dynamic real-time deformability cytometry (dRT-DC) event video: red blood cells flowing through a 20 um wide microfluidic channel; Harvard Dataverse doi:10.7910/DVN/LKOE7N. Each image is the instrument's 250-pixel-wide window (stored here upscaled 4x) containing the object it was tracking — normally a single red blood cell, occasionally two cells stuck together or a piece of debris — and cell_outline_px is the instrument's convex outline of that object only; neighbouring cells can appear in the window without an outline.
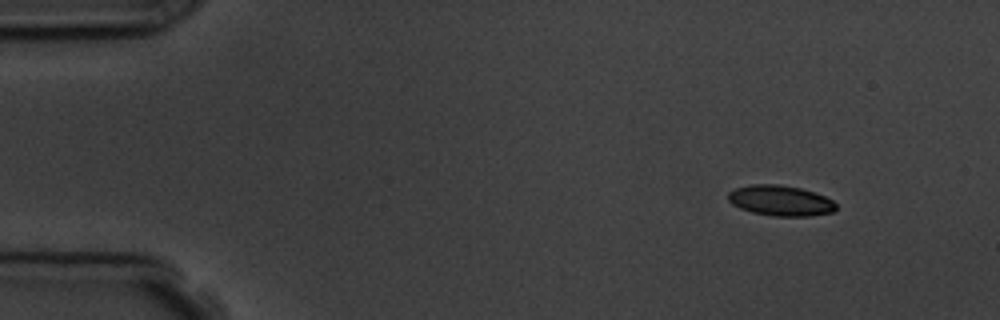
{"species": "common noctule bat (a hibernating species)", "species_latin": "Nyctalus noctula", "temperature_condition": "room temperature", "stored_images_in_passage": 3, "camera_frame_rate_fps": 3000, "um_per_image_px": 0.085, "animal": {"sex": "male", "body_mass_g": 19.5, "forearm_length_mm": 54.6}, "frame": {"image": 1, "passage_image": 1, "time_ms": 0.0, "image_size_px": [1000, 320], "cell_outline_px": [[836, 208], [832, 212], [808, 216], [772, 216], [752, 212], [740, 208], [732, 204], [728, 200], [728, 192], [736, 188], [752, 184], [780, 184], [800, 188], [824, 196], [832, 200], [836, 204]], "centroid_in_image_um": [66.31, 17.05], "position_along_channel_um": 18.7, "area_um2": 19.07}}
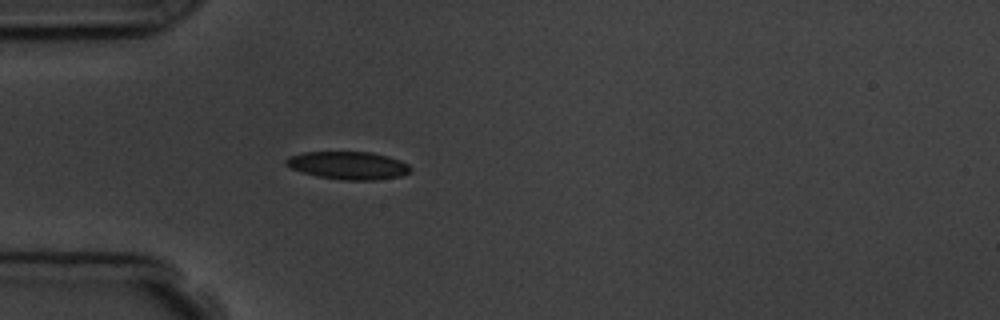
{"frame": {"image": 2, "passage_image": 3, "time_ms": 3.333, "image_size_px": [1000, 320], "cell_outline_px": [[412, 168], [408, 172], [400, 176], [376, 180], [344, 180], [316, 176], [292, 168], [284, 164], [284, 160], [288, 156], [304, 152], [372, 152], [388, 156], [400, 160], [408, 164]], "centroid_in_image_um": [29.59, 14.05], "position_along_channel_um": 55.4, "area_um2": 20.17}}